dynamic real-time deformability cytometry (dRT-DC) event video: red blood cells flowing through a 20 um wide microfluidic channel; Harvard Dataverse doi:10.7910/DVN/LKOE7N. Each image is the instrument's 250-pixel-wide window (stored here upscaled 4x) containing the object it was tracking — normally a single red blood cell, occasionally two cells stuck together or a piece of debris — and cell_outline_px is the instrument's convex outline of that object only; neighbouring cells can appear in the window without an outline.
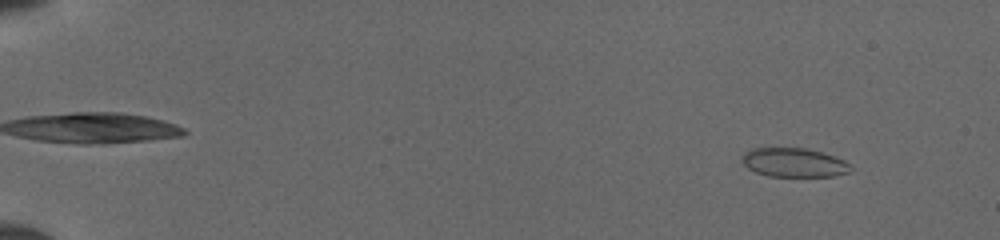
{"species": "common noctule bat (a hibernating species)", "species_latin": "Nyctalus noctula", "temperature_condition": "cold", "stored_images_in_passage": 50, "camera_frame_rate_fps": 3000, "um_per_image_px": 0.085, "animal": {"sex": "female", "body_mass_g": 19.5, "forearm_length_mm": 54.1}, "frame": {"image": 1, "passage_image": 5, "time_ms": 1.333, "image_size_px": [1000, 240], "cell_outline_px": [[852, 168], [848, 172], [832, 176], [768, 176], [756, 172], [748, 168], [740, 160], [744, 152], [748, 148], [804, 148], [836, 156], [844, 160]], "centroid_in_image_um": [67.44, 13.81], "position_along_channel_um": 17.6, "area_um2": 18.32}}
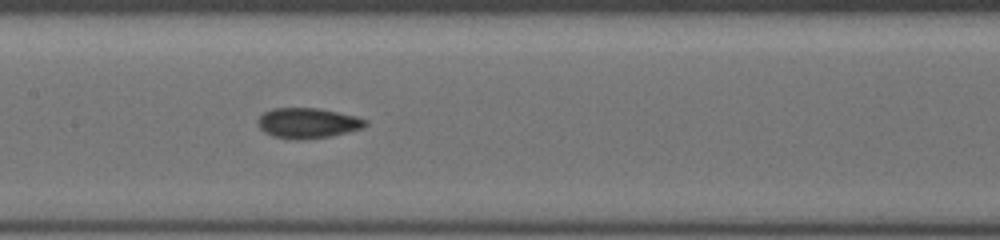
{"frame": {"image": 2, "passage_image": 27, "time_ms": 8.667, "image_size_px": [1000, 240], "cell_outline_px": [[368, 124], [364, 128], [348, 132], [328, 136], [300, 140], [296, 140], [272, 136], [264, 132], [256, 124], [256, 120], [264, 112], [272, 108], [316, 108], [356, 116], [368, 120]], "centroid_in_image_um": [26.14, 10.46], "position_along_channel_um": 181.3, "area_um2": 19.07}}
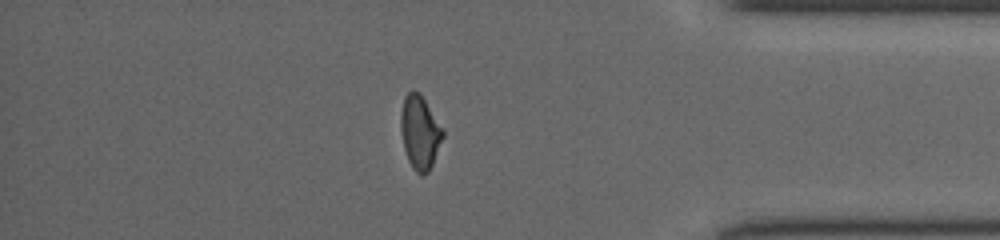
{"frame": {"image": 3, "passage_image": 44, "time_ms": 14.333, "image_size_px": [1000, 240], "cell_outline_px": [[444, 136], [432, 164], [428, 172], [424, 176], [420, 176], [412, 168], [408, 160], [404, 148], [400, 128], [400, 116], [404, 96], [412, 88], [420, 92], [444, 128]], "centroid_in_image_um": [35.69, 11.22], "position_along_channel_um": 399.5, "area_um2": 18.44}}